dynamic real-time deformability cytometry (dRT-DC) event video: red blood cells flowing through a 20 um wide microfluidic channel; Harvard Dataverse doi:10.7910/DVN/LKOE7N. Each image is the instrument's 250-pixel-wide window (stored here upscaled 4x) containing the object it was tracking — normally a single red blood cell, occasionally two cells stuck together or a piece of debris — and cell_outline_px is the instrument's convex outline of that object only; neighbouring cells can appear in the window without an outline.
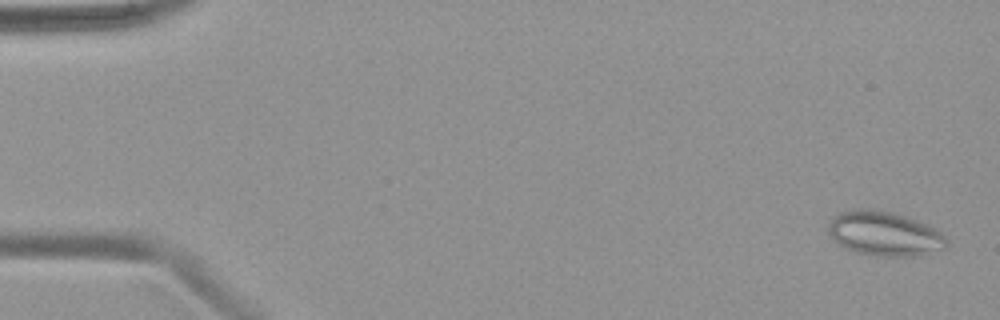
{"species": "common noctule bat (a hibernating species)", "species_latin": "Nyctalus noctula", "temperature_condition": "warm", "stored_images_in_passage": 50, "camera_frame_rate_fps": 3000, "um_per_image_px": 0.085, "animal": {"sex": "female", "body_mass_g": 19.9}, "frame": {"image": 1, "passage_image": 2, "time_ms": 0.333, "image_size_px": [1000, 320], "cell_outline_px": [[948, 244], [944, 248], [912, 256], [876, 256], [856, 252], [840, 244], [828, 232], [828, 224], [832, 216], [840, 212], [860, 208], [876, 208], [896, 212], [908, 216], [928, 224], [936, 228], [948, 240]], "centroid_in_image_um": [75.18, 19.82], "position_along_channel_um": 9.8, "area_um2": 30.81}}
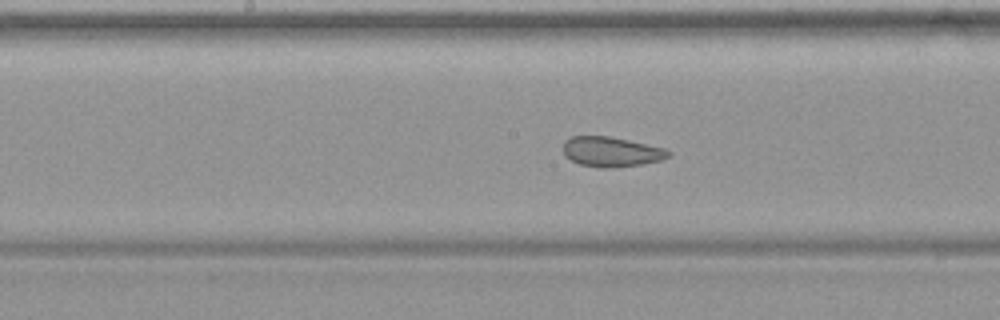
{"frame": {"image": 2, "passage_image": 26, "time_ms": 8.333, "image_size_px": [1000, 320], "cell_outline_px": [[672, 152], [668, 156], [660, 160], [640, 164], [616, 168], [600, 168], [580, 164], [564, 156], [564, 140], [572, 136], [608, 136], [628, 140], [664, 148]], "centroid_in_image_um": [51.93, 12.9], "position_along_channel_um": 196.3, "area_um2": 18.26}}
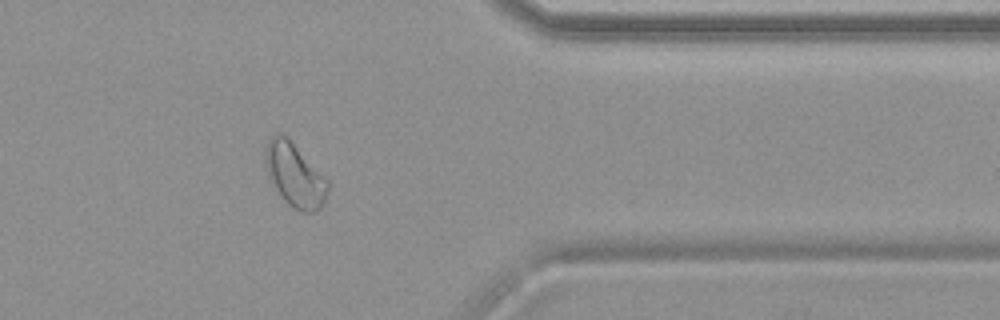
{"frame": {"image": 3, "passage_image": 41, "time_ms": 13.333, "image_size_px": [1000, 320], "cell_outline_px": [[328, 188], [324, 204], [316, 212], [300, 212], [288, 204], [284, 200], [276, 188], [264, 164], [264, 156], [268, 140], [276, 132], [280, 132], [288, 136], [328, 180]], "centroid_in_image_um": [25.06, 14.85], "position_along_channel_um": 386.3, "area_um2": 23.18}}